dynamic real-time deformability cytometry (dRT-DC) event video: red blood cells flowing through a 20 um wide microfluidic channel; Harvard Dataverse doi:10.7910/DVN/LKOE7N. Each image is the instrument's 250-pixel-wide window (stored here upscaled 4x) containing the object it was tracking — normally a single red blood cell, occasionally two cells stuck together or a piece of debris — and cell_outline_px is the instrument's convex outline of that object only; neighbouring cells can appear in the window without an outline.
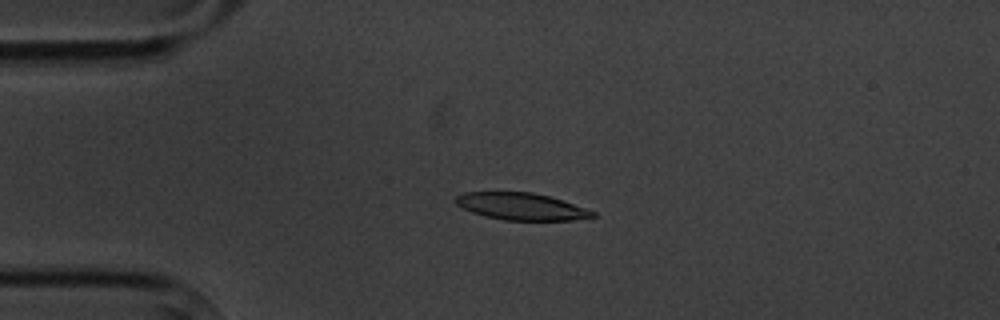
{"species": "common noctule bat (a hibernating species)", "species_latin": "Nyctalus noctula", "temperature_condition": "cold", "stored_images_in_passage": 4, "camera_frame_rate_fps": 3000, "um_per_image_px": 0.085, "animal": {"sex": "male", "body_mass_g": 20.1, "forearm_length_mm": 53.5}, "frame": {"image": 1, "passage_image": 4, "time_ms": 3.667, "image_size_px": [1000, 320], "cell_outline_px": [[596, 216], [572, 220], [504, 220], [484, 216], [472, 212], [456, 204], [452, 200], [456, 196], [464, 192], [532, 192], [564, 200], [596, 212]], "centroid_in_image_um": [44.29, 17.54], "position_along_channel_um": 40.7, "area_um2": 21.62}}